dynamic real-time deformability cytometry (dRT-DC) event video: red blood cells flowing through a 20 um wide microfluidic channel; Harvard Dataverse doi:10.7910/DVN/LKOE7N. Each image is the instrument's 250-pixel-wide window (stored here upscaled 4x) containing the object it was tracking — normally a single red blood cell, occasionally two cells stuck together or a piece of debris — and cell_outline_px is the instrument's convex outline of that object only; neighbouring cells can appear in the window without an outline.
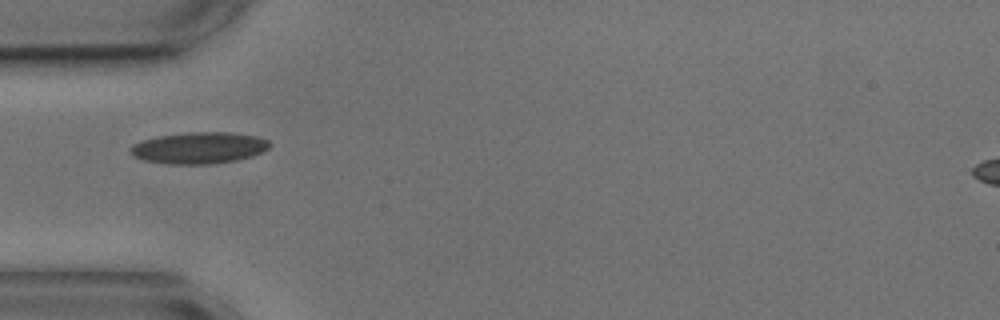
{"species": "common noctule bat (a hibernating species)", "species_latin": "Nyctalus noctula", "temperature_condition": "cold", "stored_images_in_passage": 2, "camera_frame_rate_fps": 3000, "um_per_image_px": 0.085, "animal": {"sex": "male", "body_mass_g": 17.9, "forearm_length_mm": 54.2}, "frame": {"image": 1, "passage_image": 1, "time_ms": 0.0, "image_size_px": [1000, 320], "cell_outline_px": [[272, 144], [264, 152], [252, 156], [236, 160], [212, 164], [168, 164], [144, 160], [132, 156], [128, 152], [128, 148], [132, 144], [140, 140], [156, 136], [188, 132], [228, 132], [256, 136], [268, 140]], "centroid_in_image_um": [16.87, 12.57], "position_along_channel_um": 68.1, "area_um2": 25.95}}